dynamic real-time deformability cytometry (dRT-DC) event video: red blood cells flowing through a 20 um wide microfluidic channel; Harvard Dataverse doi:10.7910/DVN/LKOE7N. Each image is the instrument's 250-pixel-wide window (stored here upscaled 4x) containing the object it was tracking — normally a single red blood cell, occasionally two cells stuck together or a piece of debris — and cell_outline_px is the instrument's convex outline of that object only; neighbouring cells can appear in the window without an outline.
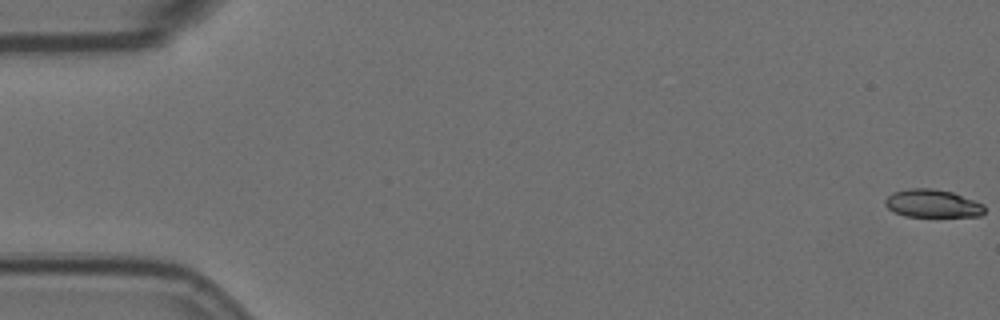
{"species": "Egyptian fruit bat (a non-hibernating species)", "species_latin": "Rousettus aegyptiacus", "temperature_condition": "room temperature", "stored_images_in_passage": 57, "camera_frame_rate_fps": 3000, "um_per_image_px": 0.085, "animal": {"sex": "female"}, "frame": {"image": 1, "passage_image": 1, "time_ms": 0.0, "image_size_px": [1000, 320], "cell_outline_px": [[984, 212], [980, 216], [904, 216], [888, 208], [884, 204], [884, 200], [892, 192], [908, 188], [932, 188], [952, 192], [984, 204]], "centroid_in_image_um": [79.24, 17.29], "position_along_channel_um": 5.8, "area_um2": 16.13}}
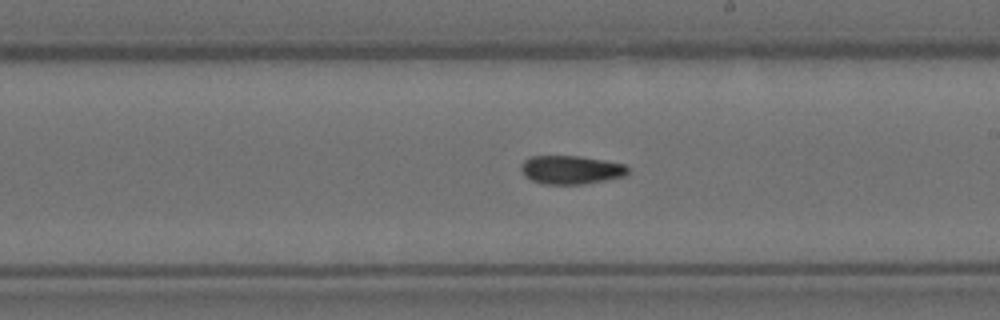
{"frame": {"image": 2, "passage_image": 33, "time_ms": 10.667, "image_size_px": [1000, 320], "cell_outline_px": [[628, 172], [624, 176], [604, 180], [580, 184], [540, 184], [524, 176], [520, 168], [520, 164], [524, 160], [532, 156], [580, 156], [604, 160], [624, 164], [628, 168]], "centroid_in_image_um": [48.49, 14.43], "position_along_channel_um": 240.5, "area_um2": 17.74}}
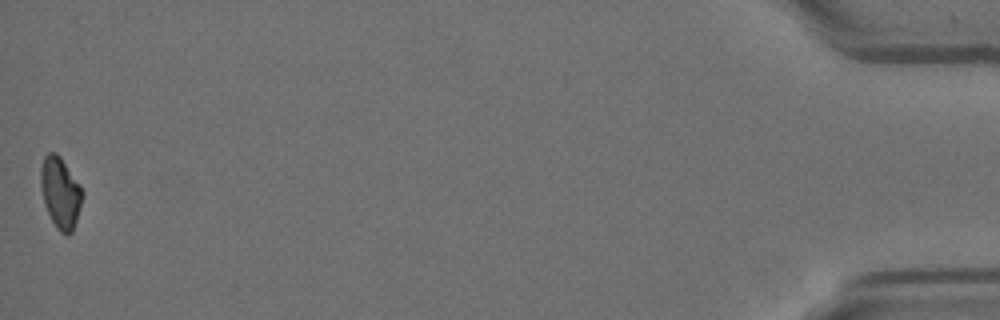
{"frame": {"image": 3, "passage_image": 57, "time_ms": 18.667, "image_size_px": [1000, 320], "cell_outline_px": [[84, 192], [76, 220], [72, 232], [68, 236], [60, 232], [56, 228], [44, 204], [40, 184], [40, 168], [44, 156], [48, 152], [56, 152], [60, 156]], "centroid_in_image_um": [5.11, 16.37], "position_along_channel_um": 430.1, "area_um2": 17.17}, "authors_computed_cell_mechanics": {"area_um2": 17.7446, "velocity_mm_per_s": 3.6038, "shape_relaxation_time_tau1_ms": null, "shape_relaxation_time_tau2_ms": 10.1557, "deformation_change_tau1": null, "deformation_change_tau2": 0.1627}}